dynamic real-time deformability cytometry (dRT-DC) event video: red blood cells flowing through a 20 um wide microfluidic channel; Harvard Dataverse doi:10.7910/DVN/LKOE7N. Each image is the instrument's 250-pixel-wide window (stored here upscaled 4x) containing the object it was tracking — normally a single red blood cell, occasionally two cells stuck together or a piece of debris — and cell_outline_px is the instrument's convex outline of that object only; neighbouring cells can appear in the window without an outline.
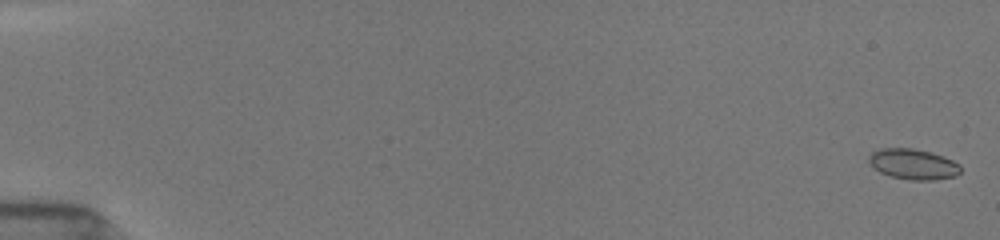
{"species": "common noctule bat (a hibernating species)", "species_latin": "Nyctalus noctula", "temperature_condition": "room temperature", "stored_images_in_passage": 54, "camera_frame_rate_fps": 3000, "um_per_image_px": 0.085, "animal": {"sex": "female", "body_mass_g": 19.5, "forearm_length_mm": 54.1}, "frame": {"image": 1, "passage_image": 2, "time_ms": 0.333, "image_size_px": [1000, 240], "cell_outline_px": [[960, 172], [956, 176], [932, 180], [908, 180], [892, 176], [880, 172], [868, 160], [868, 156], [872, 152], [880, 148], [912, 148], [932, 152], [952, 160], [960, 164]], "centroid_in_image_um": [77.63, 13.95], "position_along_channel_um": 7.4, "area_um2": 16.24}}
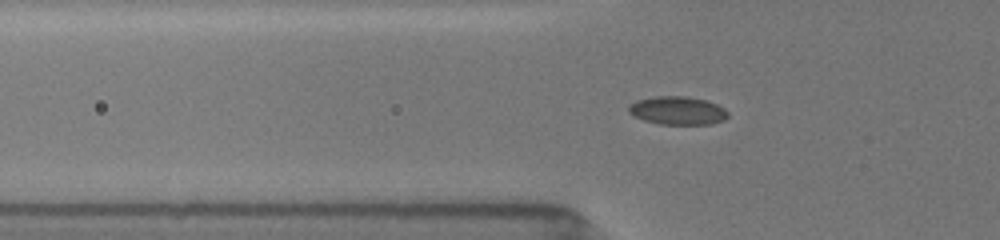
{"frame": {"image": 2, "passage_image": 20, "time_ms": 6.333, "image_size_px": [1000, 240], "cell_outline_px": [[728, 116], [724, 120], [712, 124], [660, 124], [644, 120], [628, 112], [628, 104], [636, 100], [656, 96], [684, 96], [708, 100], [724, 108], [728, 112]], "centroid_in_image_um": [57.6, 9.39], "position_along_channel_um": 68.2, "area_um2": 16.42}}
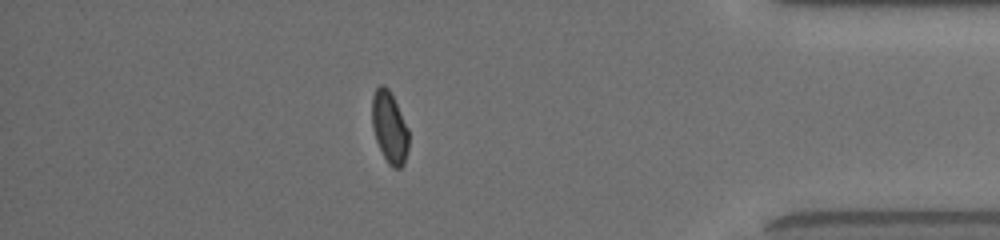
{"frame": {"image": 3, "passage_image": 48, "time_ms": 15.667, "image_size_px": [1000, 240], "cell_outline_px": [[408, 148], [404, 164], [400, 168], [392, 168], [388, 164], [376, 140], [372, 124], [372, 96], [376, 88], [380, 84], [384, 84], [388, 88], [408, 128]], "centroid_in_image_um": [33.1, 10.83], "position_along_channel_um": 402.1, "area_um2": 15.14}, "authors_computed_cell_mechanics": {"area_um2": 15.8372, "velocity_mm_per_s": 3.9274, "shape_relaxation_time_tau1_ms": null, "shape_relaxation_time_tau2_ms": 1.6256, "deformation_change_tau1": null, "deformation_change_tau2": 0.0541}}